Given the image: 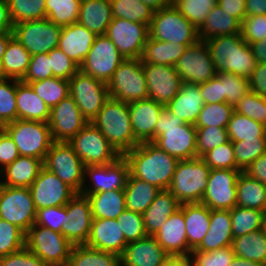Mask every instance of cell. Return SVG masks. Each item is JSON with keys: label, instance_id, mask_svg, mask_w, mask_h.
<instances>
[{"label": "cell", "instance_id": "6da1fadb", "mask_svg": "<svg viewBox=\"0 0 266 266\" xmlns=\"http://www.w3.org/2000/svg\"><path fill=\"white\" fill-rule=\"evenodd\" d=\"M130 174L160 190H167L171 184L179 160L153 142L139 143L127 152Z\"/></svg>", "mask_w": 266, "mask_h": 266}, {"label": "cell", "instance_id": "7a4b0ae2", "mask_svg": "<svg viewBox=\"0 0 266 266\" xmlns=\"http://www.w3.org/2000/svg\"><path fill=\"white\" fill-rule=\"evenodd\" d=\"M155 145L178 160L197 158V129L164 106L155 125Z\"/></svg>", "mask_w": 266, "mask_h": 266}, {"label": "cell", "instance_id": "3957f363", "mask_svg": "<svg viewBox=\"0 0 266 266\" xmlns=\"http://www.w3.org/2000/svg\"><path fill=\"white\" fill-rule=\"evenodd\" d=\"M217 73L229 72L250 78L256 59L241 34L213 37L205 41Z\"/></svg>", "mask_w": 266, "mask_h": 266}, {"label": "cell", "instance_id": "277c9868", "mask_svg": "<svg viewBox=\"0 0 266 266\" xmlns=\"http://www.w3.org/2000/svg\"><path fill=\"white\" fill-rule=\"evenodd\" d=\"M106 137L120 156L135 148L139 142L134 136L126 102L109 98L91 122Z\"/></svg>", "mask_w": 266, "mask_h": 266}, {"label": "cell", "instance_id": "5b68a950", "mask_svg": "<svg viewBox=\"0 0 266 266\" xmlns=\"http://www.w3.org/2000/svg\"><path fill=\"white\" fill-rule=\"evenodd\" d=\"M210 168L201 157L179 160L168 190L183 203H201Z\"/></svg>", "mask_w": 266, "mask_h": 266}, {"label": "cell", "instance_id": "8992f818", "mask_svg": "<svg viewBox=\"0 0 266 266\" xmlns=\"http://www.w3.org/2000/svg\"><path fill=\"white\" fill-rule=\"evenodd\" d=\"M3 129L13 139L19 155L35 157L44 161L53 141L49 124L39 121L17 119Z\"/></svg>", "mask_w": 266, "mask_h": 266}, {"label": "cell", "instance_id": "52a82bcc", "mask_svg": "<svg viewBox=\"0 0 266 266\" xmlns=\"http://www.w3.org/2000/svg\"><path fill=\"white\" fill-rule=\"evenodd\" d=\"M149 37L177 44H196L198 29L174 5L154 11Z\"/></svg>", "mask_w": 266, "mask_h": 266}, {"label": "cell", "instance_id": "ba28073f", "mask_svg": "<svg viewBox=\"0 0 266 266\" xmlns=\"http://www.w3.org/2000/svg\"><path fill=\"white\" fill-rule=\"evenodd\" d=\"M73 244L62 234L34 224L25 237V247L48 266H67Z\"/></svg>", "mask_w": 266, "mask_h": 266}, {"label": "cell", "instance_id": "9c48e42d", "mask_svg": "<svg viewBox=\"0 0 266 266\" xmlns=\"http://www.w3.org/2000/svg\"><path fill=\"white\" fill-rule=\"evenodd\" d=\"M111 98L127 104L148 98L141 59H125L107 83Z\"/></svg>", "mask_w": 266, "mask_h": 266}, {"label": "cell", "instance_id": "30bf717a", "mask_svg": "<svg viewBox=\"0 0 266 266\" xmlns=\"http://www.w3.org/2000/svg\"><path fill=\"white\" fill-rule=\"evenodd\" d=\"M43 165L76 193L81 192L85 165L68 142H53Z\"/></svg>", "mask_w": 266, "mask_h": 266}, {"label": "cell", "instance_id": "8fae6325", "mask_svg": "<svg viewBox=\"0 0 266 266\" xmlns=\"http://www.w3.org/2000/svg\"><path fill=\"white\" fill-rule=\"evenodd\" d=\"M68 143L85 166L110 164L120 157L106 137L90 122Z\"/></svg>", "mask_w": 266, "mask_h": 266}, {"label": "cell", "instance_id": "7c38bea8", "mask_svg": "<svg viewBox=\"0 0 266 266\" xmlns=\"http://www.w3.org/2000/svg\"><path fill=\"white\" fill-rule=\"evenodd\" d=\"M70 95L84 118L92 122L110 98L107 84L79 70L69 80Z\"/></svg>", "mask_w": 266, "mask_h": 266}, {"label": "cell", "instance_id": "4fadbf2b", "mask_svg": "<svg viewBox=\"0 0 266 266\" xmlns=\"http://www.w3.org/2000/svg\"><path fill=\"white\" fill-rule=\"evenodd\" d=\"M61 29L48 18L29 20L14 24L13 36L31 55L42 54L57 48Z\"/></svg>", "mask_w": 266, "mask_h": 266}, {"label": "cell", "instance_id": "5bb4252c", "mask_svg": "<svg viewBox=\"0 0 266 266\" xmlns=\"http://www.w3.org/2000/svg\"><path fill=\"white\" fill-rule=\"evenodd\" d=\"M36 208L29 188L0 184V218L15 224L25 233L35 224Z\"/></svg>", "mask_w": 266, "mask_h": 266}, {"label": "cell", "instance_id": "9a60e30c", "mask_svg": "<svg viewBox=\"0 0 266 266\" xmlns=\"http://www.w3.org/2000/svg\"><path fill=\"white\" fill-rule=\"evenodd\" d=\"M105 35L125 59H141L149 37V26L114 17Z\"/></svg>", "mask_w": 266, "mask_h": 266}, {"label": "cell", "instance_id": "2e32d148", "mask_svg": "<svg viewBox=\"0 0 266 266\" xmlns=\"http://www.w3.org/2000/svg\"><path fill=\"white\" fill-rule=\"evenodd\" d=\"M125 58L106 35L96 36L80 70L106 84Z\"/></svg>", "mask_w": 266, "mask_h": 266}, {"label": "cell", "instance_id": "e0dca14e", "mask_svg": "<svg viewBox=\"0 0 266 266\" xmlns=\"http://www.w3.org/2000/svg\"><path fill=\"white\" fill-rule=\"evenodd\" d=\"M174 67L182 81L190 84L207 82L217 74L209 48L200 40L188 46Z\"/></svg>", "mask_w": 266, "mask_h": 266}, {"label": "cell", "instance_id": "ac0fdd59", "mask_svg": "<svg viewBox=\"0 0 266 266\" xmlns=\"http://www.w3.org/2000/svg\"><path fill=\"white\" fill-rule=\"evenodd\" d=\"M129 174L130 167L124 156H120L114 162L106 165H87L85 166V181L80 193L89 195L111 190H124ZM86 176H89L92 185L85 184Z\"/></svg>", "mask_w": 266, "mask_h": 266}, {"label": "cell", "instance_id": "d6986e66", "mask_svg": "<svg viewBox=\"0 0 266 266\" xmlns=\"http://www.w3.org/2000/svg\"><path fill=\"white\" fill-rule=\"evenodd\" d=\"M241 170L210 169L201 203L210 210H231L237 205V179Z\"/></svg>", "mask_w": 266, "mask_h": 266}, {"label": "cell", "instance_id": "ffe728a7", "mask_svg": "<svg viewBox=\"0 0 266 266\" xmlns=\"http://www.w3.org/2000/svg\"><path fill=\"white\" fill-rule=\"evenodd\" d=\"M92 211L87 196L77 193L64 206L61 233L75 246L85 245L92 226Z\"/></svg>", "mask_w": 266, "mask_h": 266}, {"label": "cell", "instance_id": "44dd1931", "mask_svg": "<svg viewBox=\"0 0 266 266\" xmlns=\"http://www.w3.org/2000/svg\"><path fill=\"white\" fill-rule=\"evenodd\" d=\"M88 123L70 94L51 108L48 120L54 142H69Z\"/></svg>", "mask_w": 266, "mask_h": 266}, {"label": "cell", "instance_id": "7402d4cb", "mask_svg": "<svg viewBox=\"0 0 266 266\" xmlns=\"http://www.w3.org/2000/svg\"><path fill=\"white\" fill-rule=\"evenodd\" d=\"M36 210L65 206L77 193L43 167L29 187Z\"/></svg>", "mask_w": 266, "mask_h": 266}, {"label": "cell", "instance_id": "603a6c76", "mask_svg": "<svg viewBox=\"0 0 266 266\" xmlns=\"http://www.w3.org/2000/svg\"><path fill=\"white\" fill-rule=\"evenodd\" d=\"M146 78L148 98L157 103L167 104L178 94L183 83L175 67L171 65H158L142 63Z\"/></svg>", "mask_w": 266, "mask_h": 266}, {"label": "cell", "instance_id": "cb8c5ba5", "mask_svg": "<svg viewBox=\"0 0 266 266\" xmlns=\"http://www.w3.org/2000/svg\"><path fill=\"white\" fill-rule=\"evenodd\" d=\"M153 236L168 255H191L184 221V203L164 222Z\"/></svg>", "mask_w": 266, "mask_h": 266}, {"label": "cell", "instance_id": "d4e9b609", "mask_svg": "<svg viewBox=\"0 0 266 266\" xmlns=\"http://www.w3.org/2000/svg\"><path fill=\"white\" fill-rule=\"evenodd\" d=\"M127 244L117 219L93 218L86 246L121 256Z\"/></svg>", "mask_w": 266, "mask_h": 266}, {"label": "cell", "instance_id": "484cf974", "mask_svg": "<svg viewBox=\"0 0 266 266\" xmlns=\"http://www.w3.org/2000/svg\"><path fill=\"white\" fill-rule=\"evenodd\" d=\"M129 116L134 136L139 143L155 140V125L164 108L151 98L129 103Z\"/></svg>", "mask_w": 266, "mask_h": 266}, {"label": "cell", "instance_id": "4316f807", "mask_svg": "<svg viewBox=\"0 0 266 266\" xmlns=\"http://www.w3.org/2000/svg\"><path fill=\"white\" fill-rule=\"evenodd\" d=\"M169 255L152 235L129 242L120 256L121 266H162Z\"/></svg>", "mask_w": 266, "mask_h": 266}, {"label": "cell", "instance_id": "83f0119b", "mask_svg": "<svg viewBox=\"0 0 266 266\" xmlns=\"http://www.w3.org/2000/svg\"><path fill=\"white\" fill-rule=\"evenodd\" d=\"M95 38L96 35L92 31L76 22L62 27L57 47L80 67Z\"/></svg>", "mask_w": 266, "mask_h": 266}, {"label": "cell", "instance_id": "f1b7e54d", "mask_svg": "<svg viewBox=\"0 0 266 266\" xmlns=\"http://www.w3.org/2000/svg\"><path fill=\"white\" fill-rule=\"evenodd\" d=\"M205 105L197 84L182 83L178 94L167 104V108L184 123H196L201 108Z\"/></svg>", "mask_w": 266, "mask_h": 266}, {"label": "cell", "instance_id": "f546056e", "mask_svg": "<svg viewBox=\"0 0 266 266\" xmlns=\"http://www.w3.org/2000/svg\"><path fill=\"white\" fill-rule=\"evenodd\" d=\"M230 210H210V225L200 245L194 249L209 252L230 246L233 240Z\"/></svg>", "mask_w": 266, "mask_h": 266}, {"label": "cell", "instance_id": "4dcf8cb0", "mask_svg": "<svg viewBox=\"0 0 266 266\" xmlns=\"http://www.w3.org/2000/svg\"><path fill=\"white\" fill-rule=\"evenodd\" d=\"M17 119L46 122L51 109L29 84L16 80Z\"/></svg>", "mask_w": 266, "mask_h": 266}, {"label": "cell", "instance_id": "1f68e13d", "mask_svg": "<svg viewBox=\"0 0 266 266\" xmlns=\"http://www.w3.org/2000/svg\"><path fill=\"white\" fill-rule=\"evenodd\" d=\"M43 167L42 159L20 155L13 163L0 170V174L6 178L5 181H0V184L9 187L29 188Z\"/></svg>", "mask_w": 266, "mask_h": 266}, {"label": "cell", "instance_id": "d6a6232c", "mask_svg": "<svg viewBox=\"0 0 266 266\" xmlns=\"http://www.w3.org/2000/svg\"><path fill=\"white\" fill-rule=\"evenodd\" d=\"M113 18L110 0H81L77 22L96 36L105 35Z\"/></svg>", "mask_w": 266, "mask_h": 266}, {"label": "cell", "instance_id": "836d02e7", "mask_svg": "<svg viewBox=\"0 0 266 266\" xmlns=\"http://www.w3.org/2000/svg\"><path fill=\"white\" fill-rule=\"evenodd\" d=\"M180 206L181 203L168 189L161 190L154 201L142 213L147 235L153 236Z\"/></svg>", "mask_w": 266, "mask_h": 266}, {"label": "cell", "instance_id": "e575fe53", "mask_svg": "<svg viewBox=\"0 0 266 266\" xmlns=\"http://www.w3.org/2000/svg\"><path fill=\"white\" fill-rule=\"evenodd\" d=\"M234 34H241V23L218 4L211 9L203 25L198 29L200 41Z\"/></svg>", "mask_w": 266, "mask_h": 266}, {"label": "cell", "instance_id": "d590c367", "mask_svg": "<svg viewBox=\"0 0 266 266\" xmlns=\"http://www.w3.org/2000/svg\"><path fill=\"white\" fill-rule=\"evenodd\" d=\"M184 221L189 249H196L208 232L210 209L202 203H184Z\"/></svg>", "mask_w": 266, "mask_h": 266}, {"label": "cell", "instance_id": "8d00e7d4", "mask_svg": "<svg viewBox=\"0 0 266 266\" xmlns=\"http://www.w3.org/2000/svg\"><path fill=\"white\" fill-rule=\"evenodd\" d=\"M31 54L12 36L0 63V77L22 81L29 68Z\"/></svg>", "mask_w": 266, "mask_h": 266}, {"label": "cell", "instance_id": "74e56055", "mask_svg": "<svg viewBox=\"0 0 266 266\" xmlns=\"http://www.w3.org/2000/svg\"><path fill=\"white\" fill-rule=\"evenodd\" d=\"M194 44H177L148 37L141 57L142 63L175 66L188 46Z\"/></svg>", "mask_w": 266, "mask_h": 266}, {"label": "cell", "instance_id": "f35d334b", "mask_svg": "<svg viewBox=\"0 0 266 266\" xmlns=\"http://www.w3.org/2000/svg\"><path fill=\"white\" fill-rule=\"evenodd\" d=\"M87 196L93 218L117 219L126 209L124 190L98 192Z\"/></svg>", "mask_w": 266, "mask_h": 266}, {"label": "cell", "instance_id": "ab89813d", "mask_svg": "<svg viewBox=\"0 0 266 266\" xmlns=\"http://www.w3.org/2000/svg\"><path fill=\"white\" fill-rule=\"evenodd\" d=\"M237 206L266 212V185L241 171L237 183Z\"/></svg>", "mask_w": 266, "mask_h": 266}, {"label": "cell", "instance_id": "60d3db41", "mask_svg": "<svg viewBox=\"0 0 266 266\" xmlns=\"http://www.w3.org/2000/svg\"><path fill=\"white\" fill-rule=\"evenodd\" d=\"M231 247L236 257L266 265V226L233 238Z\"/></svg>", "mask_w": 266, "mask_h": 266}, {"label": "cell", "instance_id": "b9f144b4", "mask_svg": "<svg viewBox=\"0 0 266 266\" xmlns=\"http://www.w3.org/2000/svg\"><path fill=\"white\" fill-rule=\"evenodd\" d=\"M161 190L129 174L124 193L126 209L143 213Z\"/></svg>", "mask_w": 266, "mask_h": 266}, {"label": "cell", "instance_id": "7bdbcfd3", "mask_svg": "<svg viewBox=\"0 0 266 266\" xmlns=\"http://www.w3.org/2000/svg\"><path fill=\"white\" fill-rule=\"evenodd\" d=\"M67 266H121L120 256L90 248L86 245L73 246Z\"/></svg>", "mask_w": 266, "mask_h": 266}, {"label": "cell", "instance_id": "ee69618b", "mask_svg": "<svg viewBox=\"0 0 266 266\" xmlns=\"http://www.w3.org/2000/svg\"><path fill=\"white\" fill-rule=\"evenodd\" d=\"M233 237H239L266 226V212L235 206L230 210Z\"/></svg>", "mask_w": 266, "mask_h": 266}, {"label": "cell", "instance_id": "f6af8a7d", "mask_svg": "<svg viewBox=\"0 0 266 266\" xmlns=\"http://www.w3.org/2000/svg\"><path fill=\"white\" fill-rule=\"evenodd\" d=\"M229 140L232 142L258 139L266 136V126L234 111L227 125Z\"/></svg>", "mask_w": 266, "mask_h": 266}, {"label": "cell", "instance_id": "bcb514c9", "mask_svg": "<svg viewBox=\"0 0 266 266\" xmlns=\"http://www.w3.org/2000/svg\"><path fill=\"white\" fill-rule=\"evenodd\" d=\"M29 85L50 109L70 94L69 80L63 78H46Z\"/></svg>", "mask_w": 266, "mask_h": 266}, {"label": "cell", "instance_id": "7dc6e473", "mask_svg": "<svg viewBox=\"0 0 266 266\" xmlns=\"http://www.w3.org/2000/svg\"><path fill=\"white\" fill-rule=\"evenodd\" d=\"M113 17L150 26L154 10L140 0H110Z\"/></svg>", "mask_w": 266, "mask_h": 266}, {"label": "cell", "instance_id": "c3c4849f", "mask_svg": "<svg viewBox=\"0 0 266 266\" xmlns=\"http://www.w3.org/2000/svg\"><path fill=\"white\" fill-rule=\"evenodd\" d=\"M81 0H46V13L58 26H69L77 22Z\"/></svg>", "mask_w": 266, "mask_h": 266}, {"label": "cell", "instance_id": "681fc988", "mask_svg": "<svg viewBox=\"0 0 266 266\" xmlns=\"http://www.w3.org/2000/svg\"><path fill=\"white\" fill-rule=\"evenodd\" d=\"M13 24L47 17L46 0H7Z\"/></svg>", "mask_w": 266, "mask_h": 266}, {"label": "cell", "instance_id": "f907efd6", "mask_svg": "<svg viewBox=\"0 0 266 266\" xmlns=\"http://www.w3.org/2000/svg\"><path fill=\"white\" fill-rule=\"evenodd\" d=\"M233 113L234 106L226 102L205 104L201 108L195 127L203 128L214 126L227 128Z\"/></svg>", "mask_w": 266, "mask_h": 266}, {"label": "cell", "instance_id": "816d5d0a", "mask_svg": "<svg viewBox=\"0 0 266 266\" xmlns=\"http://www.w3.org/2000/svg\"><path fill=\"white\" fill-rule=\"evenodd\" d=\"M232 145L236 158V170L245 171L255 159L266 153V136L232 142Z\"/></svg>", "mask_w": 266, "mask_h": 266}, {"label": "cell", "instance_id": "f5cc1de1", "mask_svg": "<svg viewBox=\"0 0 266 266\" xmlns=\"http://www.w3.org/2000/svg\"><path fill=\"white\" fill-rule=\"evenodd\" d=\"M217 0H173L175 8L199 29Z\"/></svg>", "mask_w": 266, "mask_h": 266}, {"label": "cell", "instance_id": "db71d44e", "mask_svg": "<svg viewBox=\"0 0 266 266\" xmlns=\"http://www.w3.org/2000/svg\"><path fill=\"white\" fill-rule=\"evenodd\" d=\"M16 120V80L0 77V124L4 126Z\"/></svg>", "mask_w": 266, "mask_h": 266}, {"label": "cell", "instance_id": "11a10c76", "mask_svg": "<svg viewBox=\"0 0 266 266\" xmlns=\"http://www.w3.org/2000/svg\"><path fill=\"white\" fill-rule=\"evenodd\" d=\"M26 233L15 224L0 218V257L25 247Z\"/></svg>", "mask_w": 266, "mask_h": 266}, {"label": "cell", "instance_id": "9f6ffc18", "mask_svg": "<svg viewBox=\"0 0 266 266\" xmlns=\"http://www.w3.org/2000/svg\"><path fill=\"white\" fill-rule=\"evenodd\" d=\"M216 77L223 84V95H226V103L235 106L241 98L250 90L249 79L233 73H217Z\"/></svg>", "mask_w": 266, "mask_h": 266}, {"label": "cell", "instance_id": "6f0895ef", "mask_svg": "<svg viewBox=\"0 0 266 266\" xmlns=\"http://www.w3.org/2000/svg\"><path fill=\"white\" fill-rule=\"evenodd\" d=\"M234 111L266 126V99L252 90L234 106Z\"/></svg>", "mask_w": 266, "mask_h": 266}, {"label": "cell", "instance_id": "680465c9", "mask_svg": "<svg viewBox=\"0 0 266 266\" xmlns=\"http://www.w3.org/2000/svg\"><path fill=\"white\" fill-rule=\"evenodd\" d=\"M235 253L231 245L209 252L191 251L192 266H230Z\"/></svg>", "mask_w": 266, "mask_h": 266}, {"label": "cell", "instance_id": "91938a15", "mask_svg": "<svg viewBox=\"0 0 266 266\" xmlns=\"http://www.w3.org/2000/svg\"><path fill=\"white\" fill-rule=\"evenodd\" d=\"M197 129V157H202L206 152L227 143L229 136L226 128L203 127Z\"/></svg>", "mask_w": 266, "mask_h": 266}, {"label": "cell", "instance_id": "94428289", "mask_svg": "<svg viewBox=\"0 0 266 266\" xmlns=\"http://www.w3.org/2000/svg\"><path fill=\"white\" fill-rule=\"evenodd\" d=\"M201 158L210 169L236 170V158L231 140L209 150Z\"/></svg>", "mask_w": 266, "mask_h": 266}, {"label": "cell", "instance_id": "6125c7cd", "mask_svg": "<svg viewBox=\"0 0 266 266\" xmlns=\"http://www.w3.org/2000/svg\"><path fill=\"white\" fill-rule=\"evenodd\" d=\"M126 241L133 242L147 236L141 213L125 209L117 218Z\"/></svg>", "mask_w": 266, "mask_h": 266}, {"label": "cell", "instance_id": "be15d7a7", "mask_svg": "<svg viewBox=\"0 0 266 266\" xmlns=\"http://www.w3.org/2000/svg\"><path fill=\"white\" fill-rule=\"evenodd\" d=\"M47 54L53 77L70 80L80 70V67L58 47L53 48Z\"/></svg>", "mask_w": 266, "mask_h": 266}, {"label": "cell", "instance_id": "e7e4bbea", "mask_svg": "<svg viewBox=\"0 0 266 266\" xmlns=\"http://www.w3.org/2000/svg\"><path fill=\"white\" fill-rule=\"evenodd\" d=\"M241 36L249 45L266 37V14L246 16L241 22Z\"/></svg>", "mask_w": 266, "mask_h": 266}, {"label": "cell", "instance_id": "03108f58", "mask_svg": "<svg viewBox=\"0 0 266 266\" xmlns=\"http://www.w3.org/2000/svg\"><path fill=\"white\" fill-rule=\"evenodd\" d=\"M53 77L47 53L31 55L29 68L22 82L29 84L34 81Z\"/></svg>", "mask_w": 266, "mask_h": 266}, {"label": "cell", "instance_id": "003e7915", "mask_svg": "<svg viewBox=\"0 0 266 266\" xmlns=\"http://www.w3.org/2000/svg\"><path fill=\"white\" fill-rule=\"evenodd\" d=\"M64 221V206L47 207L37 210L35 224L61 233Z\"/></svg>", "mask_w": 266, "mask_h": 266}, {"label": "cell", "instance_id": "a7ac6f4b", "mask_svg": "<svg viewBox=\"0 0 266 266\" xmlns=\"http://www.w3.org/2000/svg\"><path fill=\"white\" fill-rule=\"evenodd\" d=\"M0 266H48L26 247L6 256L0 257Z\"/></svg>", "mask_w": 266, "mask_h": 266}, {"label": "cell", "instance_id": "89a4df30", "mask_svg": "<svg viewBox=\"0 0 266 266\" xmlns=\"http://www.w3.org/2000/svg\"><path fill=\"white\" fill-rule=\"evenodd\" d=\"M197 85L205 104L226 102V95H223V84L216 76Z\"/></svg>", "mask_w": 266, "mask_h": 266}, {"label": "cell", "instance_id": "2644e50d", "mask_svg": "<svg viewBox=\"0 0 266 266\" xmlns=\"http://www.w3.org/2000/svg\"><path fill=\"white\" fill-rule=\"evenodd\" d=\"M19 156L16 144L3 129L0 132V170L13 163Z\"/></svg>", "mask_w": 266, "mask_h": 266}, {"label": "cell", "instance_id": "8c879c8a", "mask_svg": "<svg viewBox=\"0 0 266 266\" xmlns=\"http://www.w3.org/2000/svg\"><path fill=\"white\" fill-rule=\"evenodd\" d=\"M249 84L250 90L266 99V64L256 63Z\"/></svg>", "mask_w": 266, "mask_h": 266}, {"label": "cell", "instance_id": "753ad0ef", "mask_svg": "<svg viewBox=\"0 0 266 266\" xmlns=\"http://www.w3.org/2000/svg\"><path fill=\"white\" fill-rule=\"evenodd\" d=\"M221 9L232 14L240 23L246 17V0H217Z\"/></svg>", "mask_w": 266, "mask_h": 266}, {"label": "cell", "instance_id": "34e18365", "mask_svg": "<svg viewBox=\"0 0 266 266\" xmlns=\"http://www.w3.org/2000/svg\"><path fill=\"white\" fill-rule=\"evenodd\" d=\"M244 172L266 185V153L255 159Z\"/></svg>", "mask_w": 266, "mask_h": 266}, {"label": "cell", "instance_id": "11e5206c", "mask_svg": "<svg viewBox=\"0 0 266 266\" xmlns=\"http://www.w3.org/2000/svg\"><path fill=\"white\" fill-rule=\"evenodd\" d=\"M13 26L7 0H0V32H13Z\"/></svg>", "mask_w": 266, "mask_h": 266}, {"label": "cell", "instance_id": "2a66077c", "mask_svg": "<svg viewBox=\"0 0 266 266\" xmlns=\"http://www.w3.org/2000/svg\"><path fill=\"white\" fill-rule=\"evenodd\" d=\"M266 14V0H246V16Z\"/></svg>", "mask_w": 266, "mask_h": 266}, {"label": "cell", "instance_id": "b9fcfbb0", "mask_svg": "<svg viewBox=\"0 0 266 266\" xmlns=\"http://www.w3.org/2000/svg\"><path fill=\"white\" fill-rule=\"evenodd\" d=\"M257 63L266 64V37L250 44Z\"/></svg>", "mask_w": 266, "mask_h": 266}, {"label": "cell", "instance_id": "09005b40", "mask_svg": "<svg viewBox=\"0 0 266 266\" xmlns=\"http://www.w3.org/2000/svg\"><path fill=\"white\" fill-rule=\"evenodd\" d=\"M162 266H192L191 257L169 255Z\"/></svg>", "mask_w": 266, "mask_h": 266}, {"label": "cell", "instance_id": "979ff035", "mask_svg": "<svg viewBox=\"0 0 266 266\" xmlns=\"http://www.w3.org/2000/svg\"><path fill=\"white\" fill-rule=\"evenodd\" d=\"M154 11L173 5V0H140Z\"/></svg>", "mask_w": 266, "mask_h": 266}, {"label": "cell", "instance_id": "deb4b68c", "mask_svg": "<svg viewBox=\"0 0 266 266\" xmlns=\"http://www.w3.org/2000/svg\"><path fill=\"white\" fill-rule=\"evenodd\" d=\"M13 32H0V63Z\"/></svg>", "mask_w": 266, "mask_h": 266}, {"label": "cell", "instance_id": "67dfc351", "mask_svg": "<svg viewBox=\"0 0 266 266\" xmlns=\"http://www.w3.org/2000/svg\"><path fill=\"white\" fill-rule=\"evenodd\" d=\"M230 266H266V265L235 256Z\"/></svg>", "mask_w": 266, "mask_h": 266}, {"label": "cell", "instance_id": "b62a3aed", "mask_svg": "<svg viewBox=\"0 0 266 266\" xmlns=\"http://www.w3.org/2000/svg\"><path fill=\"white\" fill-rule=\"evenodd\" d=\"M3 130V126L0 124V132Z\"/></svg>", "mask_w": 266, "mask_h": 266}]
</instances>
